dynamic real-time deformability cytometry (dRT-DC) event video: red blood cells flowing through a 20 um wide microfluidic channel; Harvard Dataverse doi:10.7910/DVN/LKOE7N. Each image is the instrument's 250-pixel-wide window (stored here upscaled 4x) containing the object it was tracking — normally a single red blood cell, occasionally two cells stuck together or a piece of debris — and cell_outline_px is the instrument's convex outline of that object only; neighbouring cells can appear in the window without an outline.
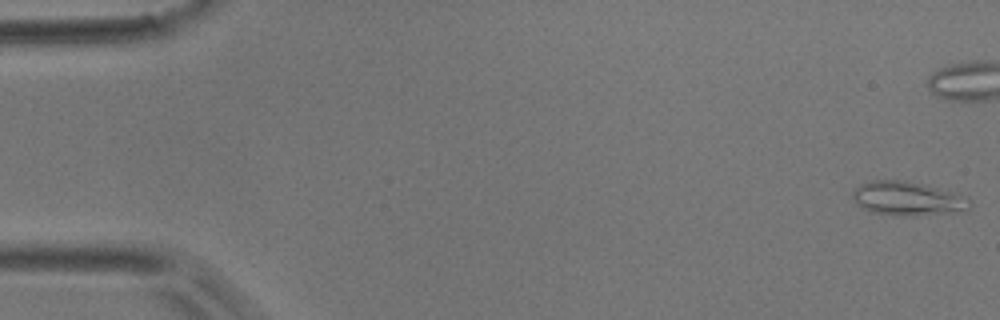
{"species": "common noctule bat (a hibernating species)", "species_latin": "Nyctalus noctula", "temperature_condition": "room temperature", "stored_images_in_passage": 5, "camera_frame_rate_fps": 3000, "um_per_image_px": 0.085, "animal": {"sex": "male", "body_mass_g": 17.9}, "frame": {"image": 1, "passage_image": 1, "time_ms": 0.0, "image_size_px": [1000, 320], "cell_outline_px": [[972, 204], [964, 212], [912, 216], [904, 216], [868, 212], [860, 208], [852, 200], [852, 192], [860, 184], [872, 180], [904, 180], [924, 184], [968, 196], [972, 200]], "centroid_in_image_um": [77.17, 16.89], "position_along_channel_um": 7.8, "area_um2": 23.81}}
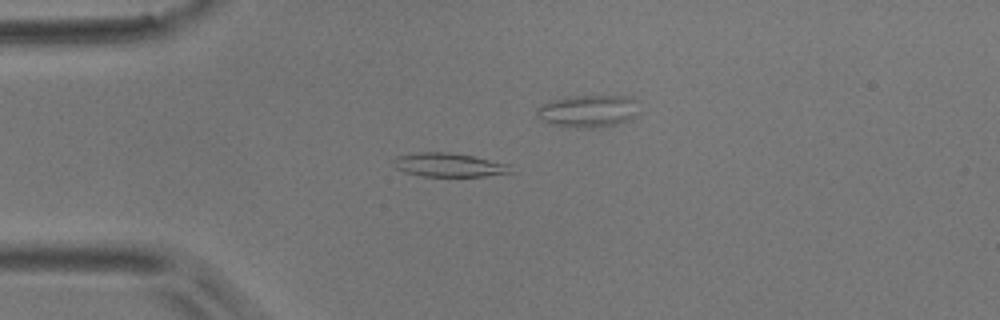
{"frame": {"image": 2, "passage_image": 4, "time_ms": 4.333, "image_size_px": [1000, 320], "cell_outline_px": [[512, 172], [484, 176], [420, 176], [404, 172], [396, 168], [392, 160], [396, 156], [416, 152], [448, 152], [472, 156], [512, 164]], "centroid_in_image_um": [38.15, 14.01], "position_along_channel_um": 46.9, "area_um2": 16.36}}